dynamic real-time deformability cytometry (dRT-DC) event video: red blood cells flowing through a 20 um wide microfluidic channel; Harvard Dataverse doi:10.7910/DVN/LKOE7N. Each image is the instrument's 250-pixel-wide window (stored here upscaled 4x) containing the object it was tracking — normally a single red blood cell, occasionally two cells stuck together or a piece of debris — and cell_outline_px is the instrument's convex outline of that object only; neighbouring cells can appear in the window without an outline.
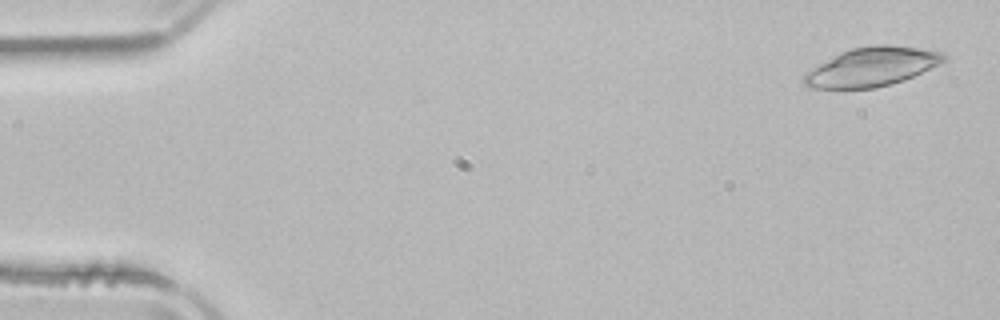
{"species": "common noctule bat (a hibernating species)", "species_latin": "Nyctalus noctula", "temperature_condition": "room temperature", "stored_images_in_passage": 52, "camera_frame_rate_fps": 3000, "um_per_image_px": 0.085, "animal": {"sex": "male", "body_mass_g": 21.5, "forearm_length_mm": 52.0}, "frame": {"image": 1, "passage_image": 2, "time_ms": 0.333, "image_size_px": [1000, 320], "cell_outline_px": [[948, 56], [940, 64], [904, 80], [876, 88], [808, 88], [804, 84], [804, 72], [840, 52], [852, 48], [876, 44], [888, 44], [920, 48], [944, 52]], "centroid_in_image_um": [74.11, 5.67], "position_along_channel_um": 10.9, "area_um2": 31.79}}